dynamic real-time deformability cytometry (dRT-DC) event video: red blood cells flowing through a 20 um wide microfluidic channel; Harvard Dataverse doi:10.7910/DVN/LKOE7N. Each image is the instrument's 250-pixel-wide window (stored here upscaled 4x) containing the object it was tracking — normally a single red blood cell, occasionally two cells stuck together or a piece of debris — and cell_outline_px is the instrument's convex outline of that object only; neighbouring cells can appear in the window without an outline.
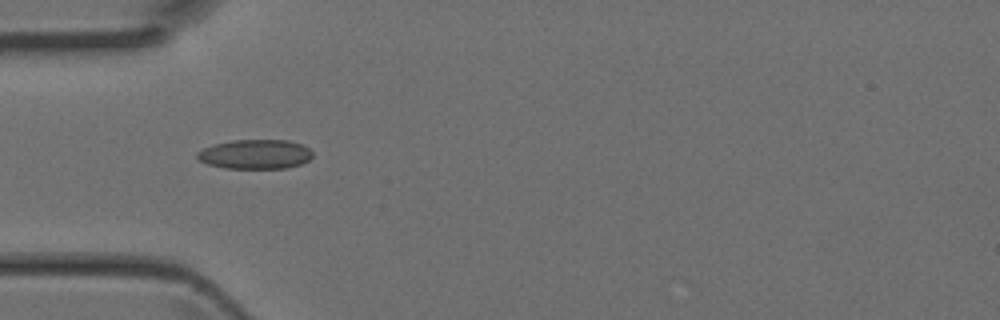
{"species": "Egyptian fruit bat (a non-hibernating species)", "species_latin": "Rousettus aegyptiacus", "temperature_condition": "room temperature", "stored_images_in_passage": 5, "camera_frame_rate_fps": 3000, "um_per_image_px": 0.085, "animal": {"sex": "female"}, "frame": {"image": 1, "passage_image": 5, "time_ms": 1.333, "image_size_px": [1000, 320], "cell_outline_px": [[312, 156], [308, 160], [300, 164], [284, 168], [224, 168], [208, 164], [200, 160], [196, 156], [196, 152], [212, 144], [232, 140], [288, 140], [300, 144], [308, 148], [312, 152]], "centroid_in_image_um": [21.66, 13.1], "position_along_channel_um": 63.3, "area_um2": 19.71}}